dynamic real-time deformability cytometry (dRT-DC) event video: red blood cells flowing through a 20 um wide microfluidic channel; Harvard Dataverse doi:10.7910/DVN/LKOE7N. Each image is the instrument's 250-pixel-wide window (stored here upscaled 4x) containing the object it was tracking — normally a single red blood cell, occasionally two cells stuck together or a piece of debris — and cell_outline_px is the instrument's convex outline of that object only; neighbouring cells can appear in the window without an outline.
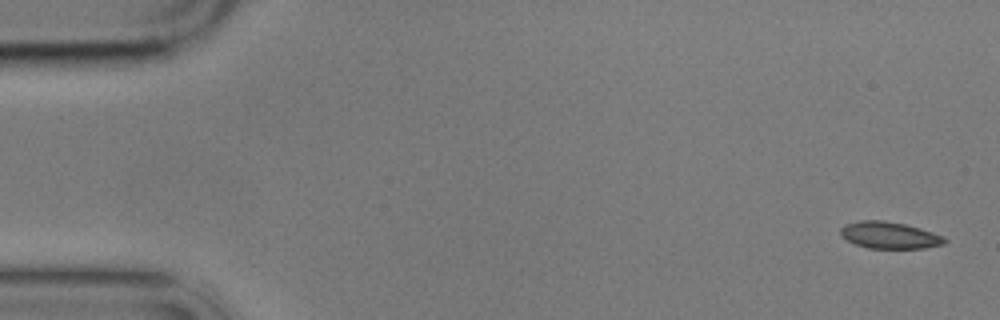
{"species": "common noctule bat (a hibernating species)", "species_latin": "Nyctalus noctula", "temperature_condition": "cold", "stored_images_in_passage": 6, "camera_frame_rate_fps": 3000, "um_per_image_px": 0.085, "animal": {"sex": "male", "body_mass_g": 17.9}, "frame": {"image": 1, "passage_image": 1, "time_ms": 0.0, "image_size_px": [1000, 320], "cell_outline_px": [[948, 240], [944, 244], [924, 248], [868, 248], [856, 244], [840, 236], [840, 228], [844, 224], [860, 220], [880, 220], [904, 224], [920, 228], [944, 236]], "centroid_in_image_um": [75.6, 19.99], "position_along_channel_um": 9.4, "area_um2": 16.24}}
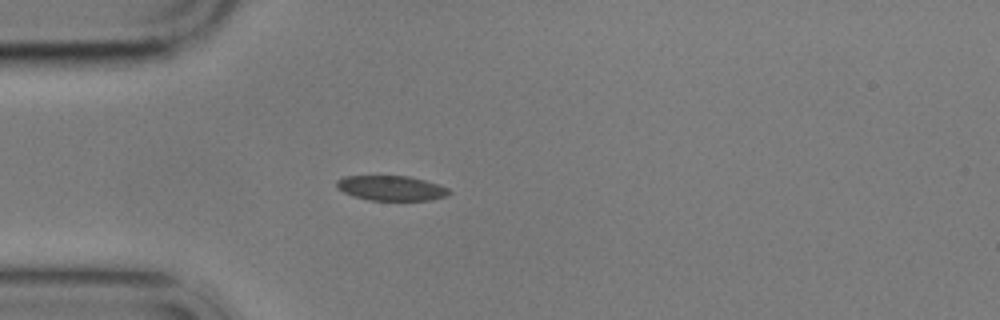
{"frame": {"image": 2, "passage_image": 5, "time_ms": 4.667, "image_size_px": [1000, 320], "cell_outline_px": [[452, 192], [448, 196], [432, 200], [368, 200], [352, 196], [336, 188], [336, 180], [344, 176], [408, 176], [440, 184], [448, 188]], "centroid_in_image_um": [33.27, 15.99], "position_along_channel_um": 51.7, "area_um2": 16.53}}